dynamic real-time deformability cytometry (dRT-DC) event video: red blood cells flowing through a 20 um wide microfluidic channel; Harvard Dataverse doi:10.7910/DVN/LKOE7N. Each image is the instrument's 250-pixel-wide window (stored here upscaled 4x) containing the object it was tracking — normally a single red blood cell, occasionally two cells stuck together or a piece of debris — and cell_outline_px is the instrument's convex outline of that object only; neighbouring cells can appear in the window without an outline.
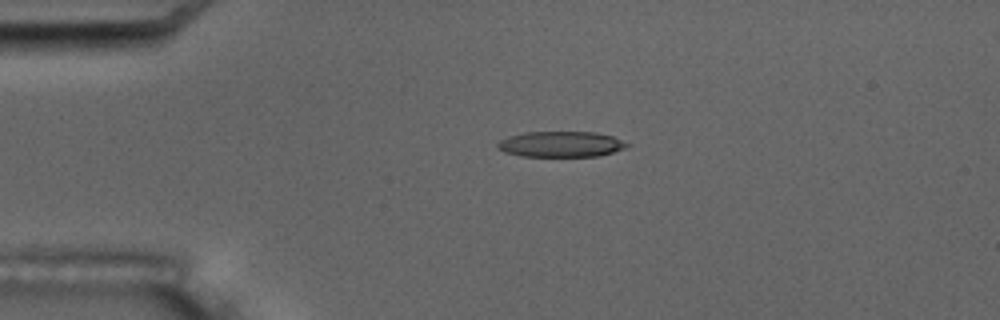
{"species": "common noctule bat (a hibernating species)", "species_latin": "Nyctalus noctula", "temperature_condition": "room temperature", "stored_images_in_passage": 3, "camera_frame_rate_fps": 3000, "um_per_image_px": 0.085, "animal": {"sex": "male", "body_mass_g": 17.5, "forearm_length_mm": 52.3}, "frame": {"image": 1, "passage_image": 2, "time_ms": 1.667, "image_size_px": [1000, 320], "cell_outline_px": [[632, 144], [624, 148], [600, 156], [520, 156], [504, 152], [496, 148], [496, 144], [500, 140], [508, 136], [524, 132], [596, 132], [612, 136]], "centroid_in_image_um": [47.66, 12.25], "position_along_channel_um": 37.3, "area_um2": 19.48}}